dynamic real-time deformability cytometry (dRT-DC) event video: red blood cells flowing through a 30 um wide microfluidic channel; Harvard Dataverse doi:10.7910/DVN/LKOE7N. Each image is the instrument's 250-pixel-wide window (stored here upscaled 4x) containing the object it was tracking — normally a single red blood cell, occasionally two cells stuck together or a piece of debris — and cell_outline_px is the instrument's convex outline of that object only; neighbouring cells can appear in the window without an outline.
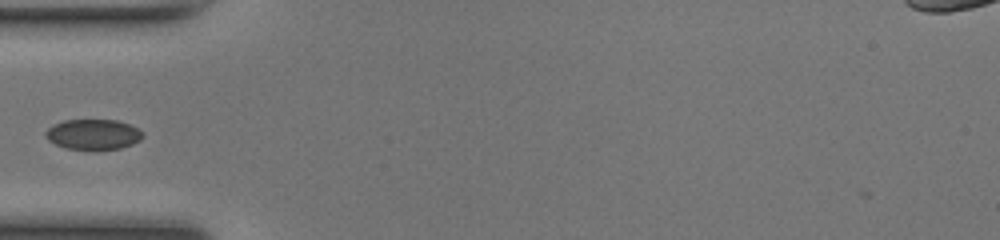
{"species": "common noctule bat (a hibernating species)", "species_latin": "Nyctalus noctula", "temperature_condition": "room temperature", "stored_images_in_passage": 6, "camera_frame_rate_fps": 3000, "um_per_image_px": 0.085, "animal": {"sex": "female", "body_mass_g": 17.0, "forearm_length_mm": 48.0}, "frame": {"image": 1, "passage_image": 1, "time_ms": 0.0, "image_size_px": [1000, 240], "cell_outline_px": [[144, 136], [140, 140], [132, 144], [120, 148], [92, 152], [64, 148], [48, 140], [44, 136], [44, 132], [52, 124], [64, 120], [116, 120], [128, 124], [144, 132]], "centroid_in_image_um": [7.89, 11.46], "position_along_channel_um": 77.1, "area_um2": 17.74}}